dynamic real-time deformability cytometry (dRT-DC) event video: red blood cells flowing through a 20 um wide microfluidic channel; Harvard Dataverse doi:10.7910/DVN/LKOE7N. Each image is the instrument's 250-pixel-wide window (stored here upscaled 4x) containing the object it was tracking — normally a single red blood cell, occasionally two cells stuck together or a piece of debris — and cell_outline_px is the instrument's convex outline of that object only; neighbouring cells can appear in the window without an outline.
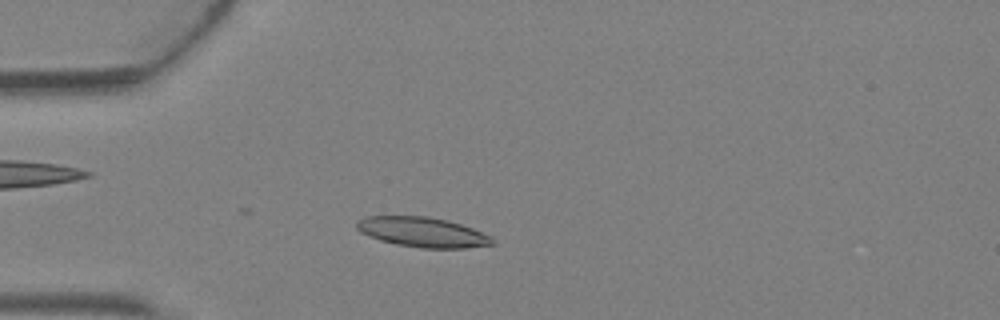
{"species": "Egyptian fruit bat (a non-hibernating species)", "species_latin": "Rousettus aegyptiacus", "temperature_condition": "warm", "stored_images_in_passage": 2, "camera_frame_rate_fps": 3000, "um_per_image_px": 0.085, "animal": {"sex": "female"}, "frame": {"image": 1, "passage_image": 2, "time_ms": 0.333, "image_size_px": [1000, 320], "cell_outline_px": [[496, 244], [464, 248], [420, 248], [396, 244], [380, 240], [360, 232], [356, 228], [356, 224], [360, 220], [368, 216], [428, 216], [448, 220], [472, 228], [492, 236], [496, 240]], "centroid_in_image_um": [35.97, 19.74], "position_along_channel_um": 49.0, "area_um2": 23.7}}